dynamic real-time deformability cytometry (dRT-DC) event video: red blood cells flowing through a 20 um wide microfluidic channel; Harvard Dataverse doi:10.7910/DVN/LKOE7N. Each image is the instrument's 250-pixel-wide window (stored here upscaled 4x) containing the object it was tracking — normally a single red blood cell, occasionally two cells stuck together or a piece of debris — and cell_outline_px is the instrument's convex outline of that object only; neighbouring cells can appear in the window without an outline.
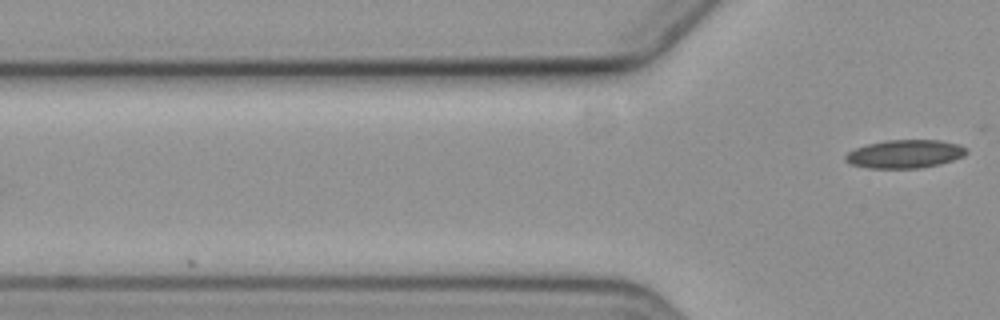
{"species": "common noctule bat (a hibernating species)", "species_latin": "Nyctalus noctula", "temperature_condition": "cold", "stored_images_in_passage": 3, "segment_of_instrument_passage": [2, 2], "camera_frame_rate_fps": 3000, "um_per_image_px": 0.085, "animal": {"sex": "female", "body_mass_g": 19.3, "forearm_length_mm": 54.1}, "frame": {"image": 1, "passage_image": 3, "time_ms": 2.333, "image_size_px": [1000, 320], "cell_outline_px": [[968, 152], [964, 156], [940, 164], [920, 168], [868, 168], [852, 164], [844, 160], [844, 156], [848, 152], [856, 148], [868, 144], [884, 140], [940, 140], [960, 144], [968, 148]], "centroid_in_image_um": [76.95, 13.08], "position_along_channel_um": 48.9, "area_um2": 20.06}}